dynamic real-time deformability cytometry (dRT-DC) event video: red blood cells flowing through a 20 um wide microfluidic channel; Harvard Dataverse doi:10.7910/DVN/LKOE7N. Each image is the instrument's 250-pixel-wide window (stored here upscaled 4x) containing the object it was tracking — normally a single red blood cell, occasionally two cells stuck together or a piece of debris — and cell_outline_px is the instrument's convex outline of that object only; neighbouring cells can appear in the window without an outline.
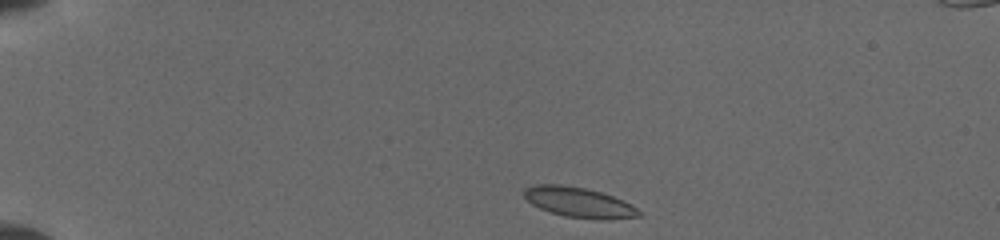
{"species": "common noctule bat (a hibernating species)", "species_latin": "Nyctalus noctula", "temperature_condition": "cold", "stored_images_in_passage": 34, "camera_frame_rate_fps": 3000, "um_per_image_px": 0.085, "animal": {"sex": "female", "body_mass_g": 19.5, "forearm_length_mm": 54.1}, "frame": {"image": 1, "passage_image": 1, "time_ms": 0.0, "image_size_px": [1000, 240], "cell_outline_px": [[644, 216], [608, 220], [596, 220], [564, 216], [540, 208], [532, 204], [524, 196], [524, 188], [536, 184], [560, 184], [584, 188], [600, 192], [624, 200], [636, 208]], "centroid_in_image_um": [49.24, 17.21], "position_along_channel_um": 35.8, "area_um2": 20.23}}
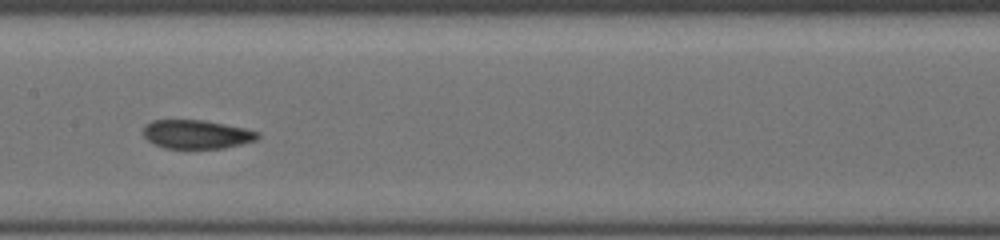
{"frame": {"image": 2, "passage_image": 15, "time_ms": 5.667, "image_size_px": [1000, 240], "cell_outline_px": [[260, 136], [256, 140], [224, 148], [164, 148], [152, 144], [144, 136], [144, 128], [152, 120], [204, 120], [244, 128], [260, 132]], "centroid_in_image_um": [16.72, 11.42], "position_along_channel_um": 190.7, "area_um2": 19.07}}
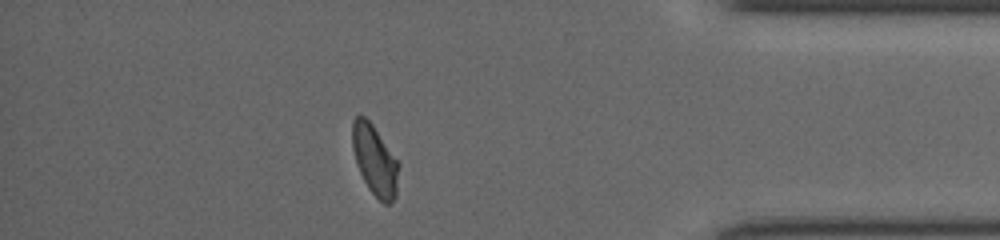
{"frame": {"image": 3, "passage_image": 29, "time_ms": 11.667, "image_size_px": [1000, 240], "cell_outline_px": [[400, 164], [396, 196], [388, 204], [384, 204], [368, 188], [356, 164], [352, 148], [352, 120], [356, 116], [364, 116], [372, 124]], "centroid_in_image_um": [31.86, 13.62], "position_along_channel_um": 403.3, "area_um2": 18.9}}